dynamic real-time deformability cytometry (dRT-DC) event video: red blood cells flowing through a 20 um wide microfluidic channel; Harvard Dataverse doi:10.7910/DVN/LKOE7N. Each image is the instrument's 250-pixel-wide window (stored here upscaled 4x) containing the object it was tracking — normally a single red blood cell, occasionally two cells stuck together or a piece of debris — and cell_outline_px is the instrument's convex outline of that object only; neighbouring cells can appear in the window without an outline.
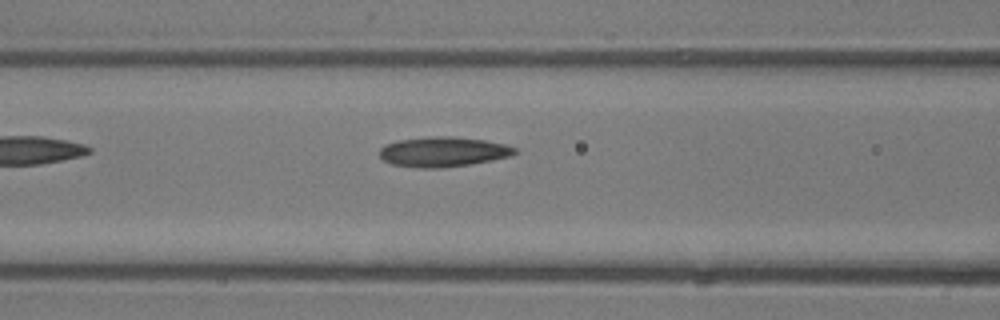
{"species": "common noctule bat (a hibernating species)", "species_latin": "Nyctalus noctula", "temperature_condition": "room temperature", "stored_images_in_passage": 6, "camera_frame_rate_fps": 3000, "um_per_image_px": 0.085, "animal": {"sex": "male", "body_mass_g": 13.3}, "frame": {"image": 1, "passage_image": 6, "time_ms": 1.667, "image_size_px": [1000, 320], "cell_outline_px": [[520, 152], [508, 156], [492, 160], [468, 164], [440, 168], [424, 168], [392, 164], [384, 160], [380, 156], [380, 148], [384, 144], [396, 140], [428, 136], [452, 136], [484, 140], [504, 144], [516, 148]], "centroid_in_image_um": [37.65, 12.89], "position_along_channel_um": 129.0, "area_um2": 23.58}}